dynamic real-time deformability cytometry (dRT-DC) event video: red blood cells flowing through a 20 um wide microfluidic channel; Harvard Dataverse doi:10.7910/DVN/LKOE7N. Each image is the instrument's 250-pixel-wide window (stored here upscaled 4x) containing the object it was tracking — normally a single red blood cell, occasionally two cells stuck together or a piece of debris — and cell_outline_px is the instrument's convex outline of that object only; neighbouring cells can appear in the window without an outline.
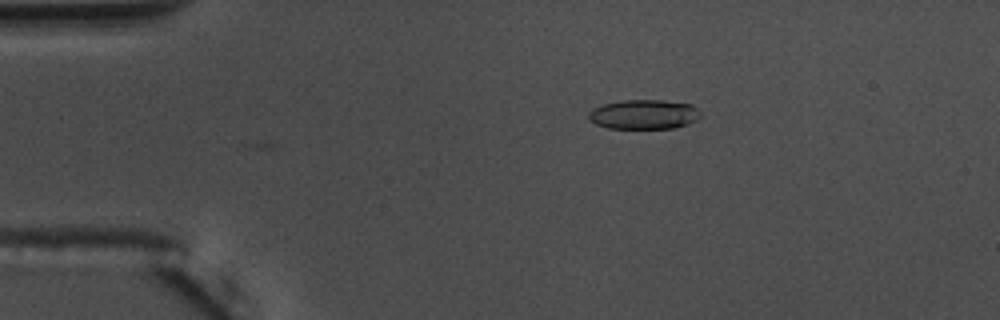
{"species": "common noctule bat (a hibernating species)", "species_latin": "Nyctalus noctula", "temperature_condition": "warm", "stored_images_in_passage": 29, "camera_frame_rate_fps": 3000, "um_per_image_px": 0.085, "animal": {"sex": "male", "body_mass_g": 17.5, "forearm_length_mm": 52.3}, "frame": {"image": 1, "passage_image": 1, "time_ms": 0.0, "image_size_px": [1000, 320], "cell_outline_px": [[700, 116], [696, 120], [688, 124], [672, 128], [608, 128], [596, 124], [588, 120], [588, 112], [592, 108], [604, 104], [620, 100], [660, 100], [692, 104], [700, 112]], "centroid_in_image_um": [54.7, 9.72], "position_along_channel_um": 30.3, "area_um2": 19.31}, "authors_computed_cell_mechanics": {"area_um2": 20.1144, "velocity_mm_per_s": 3.6759, "shape_relaxation_time_tau1_ms": 3.6869, "shape_relaxation_time_tau2_ms": 2.0954, "deformation_change_tau1": 0.1609, "deformation_change_tau2": 0.1096}}